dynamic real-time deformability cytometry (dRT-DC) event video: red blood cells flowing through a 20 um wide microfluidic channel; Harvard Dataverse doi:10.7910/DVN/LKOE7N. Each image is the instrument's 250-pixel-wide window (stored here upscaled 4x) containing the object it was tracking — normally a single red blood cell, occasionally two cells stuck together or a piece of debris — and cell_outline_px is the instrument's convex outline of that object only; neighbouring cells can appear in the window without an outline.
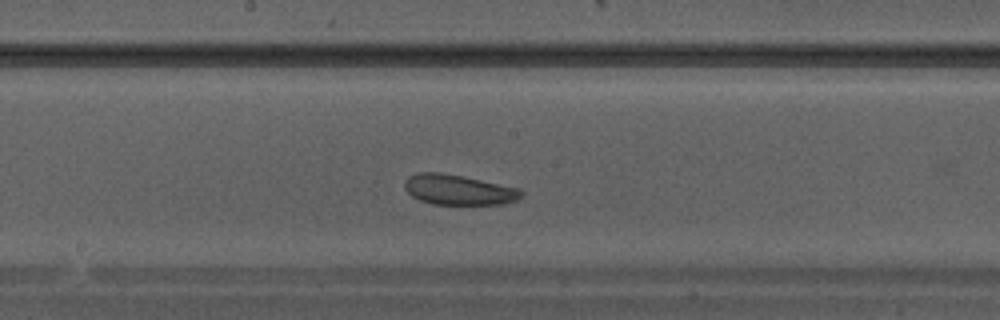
{"species": "Egyptian fruit bat (a non-hibernating species)", "species_latin": "Rousettus aegyptiacus", "temperature_condition": "warm", "stored_images_in_passage": 30, "camera_frame_rate_fps": 3000, "um_per_image_px": 0.085, "animal": {"sex": "male"}, "frame": {"image": 1, "passage_image": 13, "time_ms": 4.0, "image_size_px": [1000, 320], "cell_outline_px": [[524, 196], [516, 200], [500, 204], [432, 204], [420, 200], [412, 196], [404, 188], [404, 180], [408, 176], [420, 172], [440, 172], [520, 188], [524, 192]], "centroid_in_image_um": [38.97, 16.13], "position_along_channel_um": 209.2, "area_um2": 20.46}}